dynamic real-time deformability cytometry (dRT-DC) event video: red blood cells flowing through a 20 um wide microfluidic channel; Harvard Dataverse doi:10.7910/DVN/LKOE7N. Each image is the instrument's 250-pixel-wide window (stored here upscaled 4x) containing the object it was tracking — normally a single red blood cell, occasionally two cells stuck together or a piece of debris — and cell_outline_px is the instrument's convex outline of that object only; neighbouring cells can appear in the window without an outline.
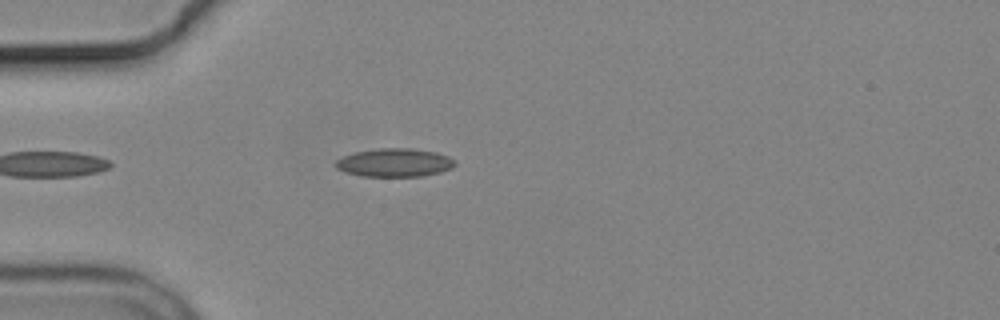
{"species": "common noctule bat (a hibernating species)", "species_latin": "Nyctalus noctula", "temperature_condition": "cold", "stored_images_in_passage": 2, "camera_frame_rate_fps": 3000, "um_per_image_px": 0.085, "animal": {"sex": "male", "body_mass_g": 19.2, "forearm_length_mm": 51.8}, "frame": {"image": 1, "passage_image": 2, "time_ms": 1.333, "image_size_px": [1000, 320], "cell_outline_px": [[456, 164], [452, 168], [440, 172], [420, 176], [360, 176], [344, 172], [336, 168], [336, 160], [344, 156], [356, 152], [380, 148], [412, 148], [436, 152], [448, 156], [456, 160]], "centroid_in_image_um": [33.56, 13.82], "position_along_channel_um": 51.4, "area_um2": 19.71}}